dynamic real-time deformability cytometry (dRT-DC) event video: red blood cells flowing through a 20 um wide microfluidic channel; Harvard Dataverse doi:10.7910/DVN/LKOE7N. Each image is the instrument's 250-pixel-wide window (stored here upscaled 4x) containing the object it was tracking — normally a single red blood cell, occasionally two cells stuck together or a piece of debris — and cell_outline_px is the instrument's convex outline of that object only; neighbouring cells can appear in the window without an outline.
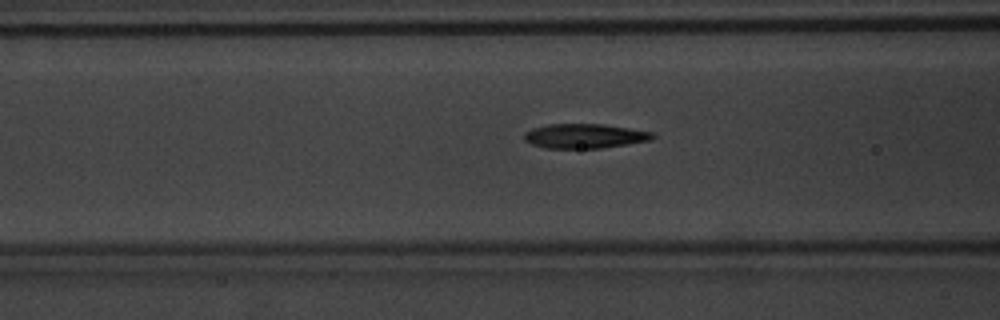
{"species": "common noctule bat (a hibernating species)", "species_latin": "Nyctalus noctula", "temperature_condition": "warm", "stored_images_in_passage": 33, "camera_frame_rate_fps": 3000, "um_per_image_px": 0.085, "animal": {"sex": "male", "body_mass_g": 20.1, "forearm_length_mm": 53.5}, "frame": {"image": 1, "passage_image": 6, "time_ms": 1.667, "image_size_px": [1000, 320], "cell_outline_px": [[656, 136], [652, 140], [600, 148], [544, 148], [532, 144], [524, 140], [524, 132], [532, 128], [548, 124], [604, 124], [652, 132]], "centroid_in_image_um": [49.67, 11.56], "position_along_channel_um": 116.9, "area_um2": 18.32}}
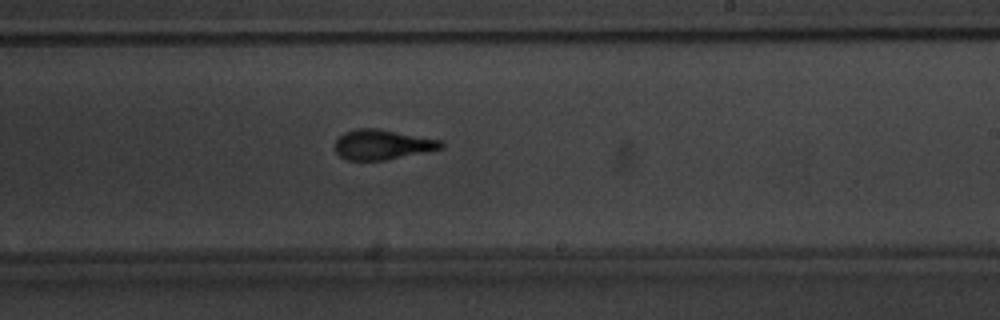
{"frame": {"image": 2, "passage_image": 17, "time_ms": 5.333, "image_size_px": [1000, 320], "cell_outline_px": [[444, 148], [384, 160], [348, 160], [340, 156], [336, 152], [336, 140], [344, 132], [356, 128], [376, 128], [444, 140]], "centroid_in_image_um": [32.53, 12.28], "position_along_channel_um": 256.5, "area_um2": 18.5}}
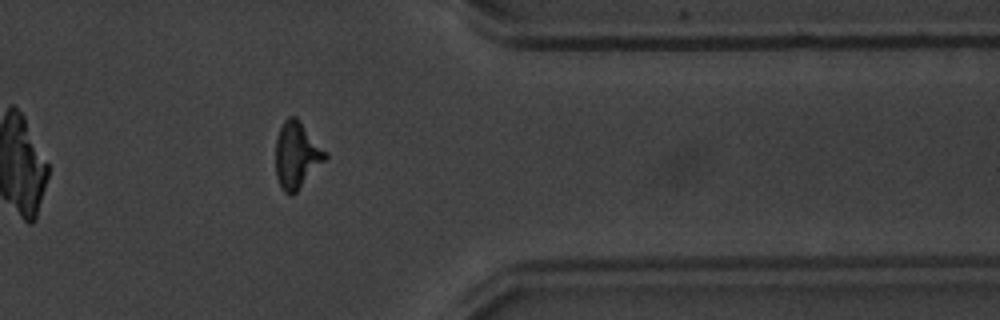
{"frame": {"image": 3, "passage_image": 28, "time_ms": 9.0, "image_size_px": [1000, 320], "cell_outline_px": [[328, 156], [296, 192], [292, 196], [288, 196], [284, 192], [276, 176], [276, 136], [284, 120], [288, 116], [296, 116], [300, 120], [328, 152]], "centroid_in_image_um": [25.22, 13.16], "position_along_channel_um": 386.2, "area_um2": 19.31}}